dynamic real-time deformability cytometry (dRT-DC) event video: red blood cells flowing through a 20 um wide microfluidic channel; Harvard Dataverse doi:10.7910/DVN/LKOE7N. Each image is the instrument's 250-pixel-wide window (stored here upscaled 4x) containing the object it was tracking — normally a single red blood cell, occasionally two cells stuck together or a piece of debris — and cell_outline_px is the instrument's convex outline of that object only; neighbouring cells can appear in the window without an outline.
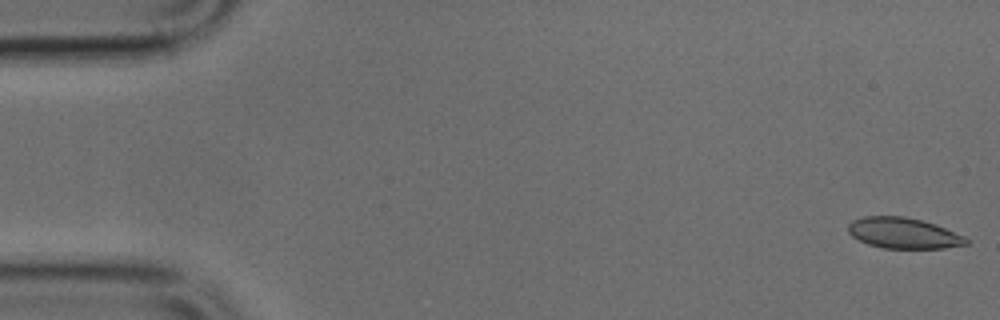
{"species": "common noctule bat (a hibernating species)", "species_latin": "Nyctalus noctula", "temperature_condition": "cold", "stored_images_in_passage": 49, "camera_frame_rate_fps": 3000, "um_per_image_px": 0.085, "animal": {"sex": "male", "body_mass_g": 17.9, "forearm_length_mm": 54.2}, "frame": {"image": 1, "passage_image": 1, "time_ms": 0.0, "image_size_px": [1000, 320], "cell_outline_px": [[968, 244], [944, 248], [884, 248], [868, 244], [852, 236], [848, 232], [848, 224], [852, 220], [864, 216], [904, 216], [920, 220], [944, 228], [964, 236], [968, 240]], "centroid_in_image_um": [76.76, 19.81], "position_along_channel_um": 8.2, "area_um2": 20.92}}
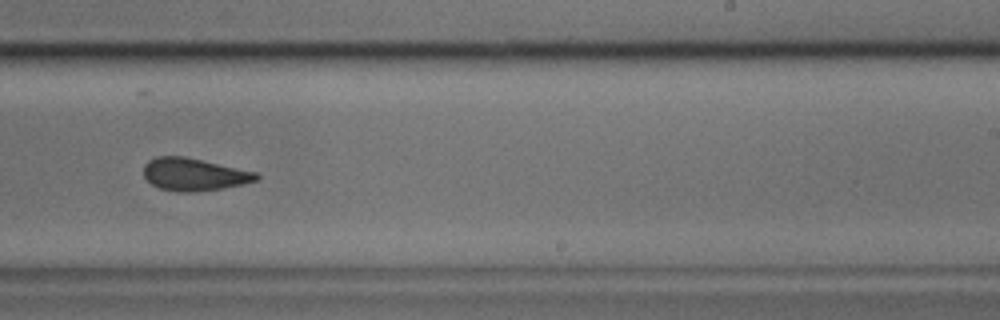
{"frame": {"image": 2, "passage_image": 30, "time_ms": 9.667, "image_size_px": [1000, 320], "cell_outline_px": [[260, 180], [220, 188], [192, 192], [176, 192], [160, 188], [152, 184], [144, 176], [144, 164], [148, 160], [156, 156], [184, 156], [256, 172], [260, 176]], "centroid_in_image_um": [16.47, 14.82], "position_along_channel_um": 272.5, "area_um2": 21.21}}
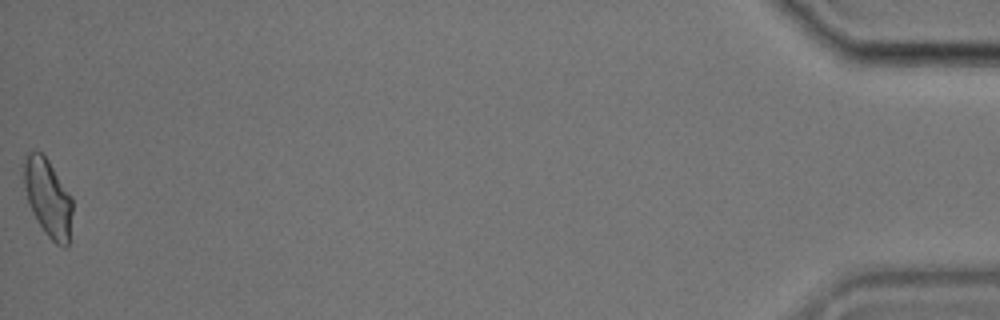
{"frame": {"image": 3, "passage_image": 49, "time_ms": 16.0, "image_size_px": [1000, 320], "cell_outline_px": [[72, 212], [68, 244], [64, 248], [56, 244], [48, 236], [40, 224], [28, 204], [20, 164], [28, 152], [40, 152], [48, 160], [72, 196]], "centroid_in_image_um": [4.05, 16.77], "position_along_channel_um": 431.2, "area_um2": 22.08}}